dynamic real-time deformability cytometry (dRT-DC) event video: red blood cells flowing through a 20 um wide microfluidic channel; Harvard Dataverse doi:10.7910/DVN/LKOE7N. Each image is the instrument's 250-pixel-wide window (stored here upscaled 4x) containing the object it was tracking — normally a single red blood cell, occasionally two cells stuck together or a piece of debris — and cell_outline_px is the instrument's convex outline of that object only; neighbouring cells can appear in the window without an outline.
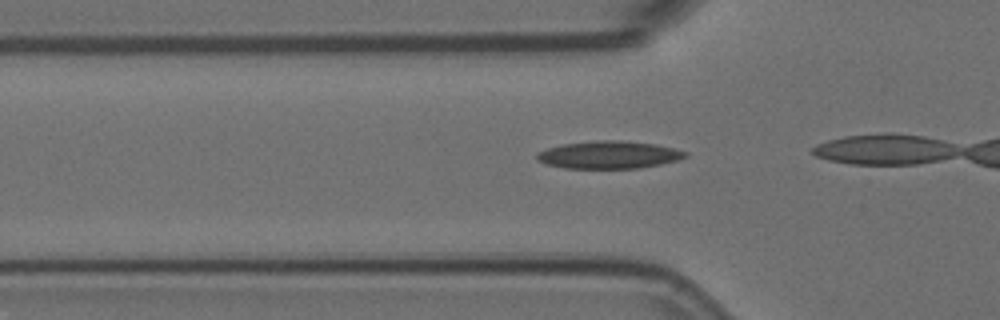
{"species": "Egyptian fruit bat (a non-hibernating species)", "species_latin": "Rousettus aegyptiacus", "temperature_condition": "room temperature", "stored_images_in_passage": 24, "camera_frame_rate_fps": 3000, "um_per_image_px": 0.085, "animal": {"sex": "female"}, "frame": {"image": 1, "passage_image": 12, "time_ms": 3.667, "image_size_px": [1000, 320], "cell_outline_px": [[688, 156], [676, 160], [660, 164], [636, 168], [564, 168], [548, 164], [536, 160], [536, 152], [548, 148], [564, 144], [596, 140], [620, 140], [656, 144], [688, 152]], "centroid_in_image_um": [51.74, 13.15], "position_along_channel_um": 74.1, "area_um2": 23.7}}
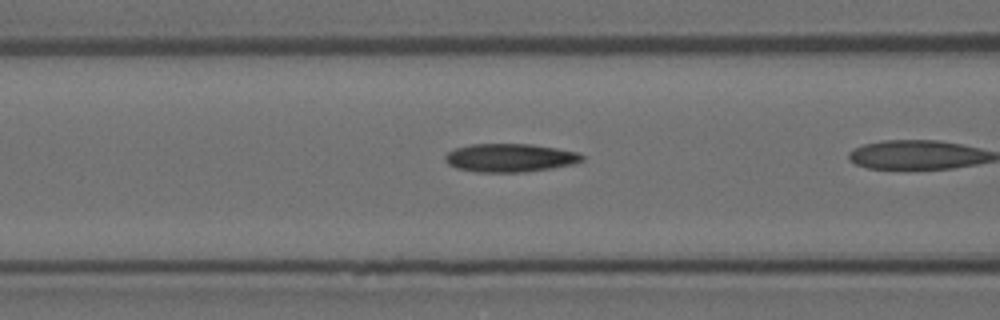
{"frame": {"image": 2, "passage_image": 16, "time_ms": 5.0, "image_size_px": [1000, 320], "cell_outline_px": [[584, 160], [572, 164], [552, 168], [524, 172], [476, 172], [456, 168], [448, 164], [444, 160], [444, 156], [448, 152], [456, 148], [472, 144], [532, 144], [556, 148], [576, 152], [584, 156]], "centroid_in_image_um": [43.33, 13.41], "position_along_channel_um": 123.3, "area_um2": 22.6}}
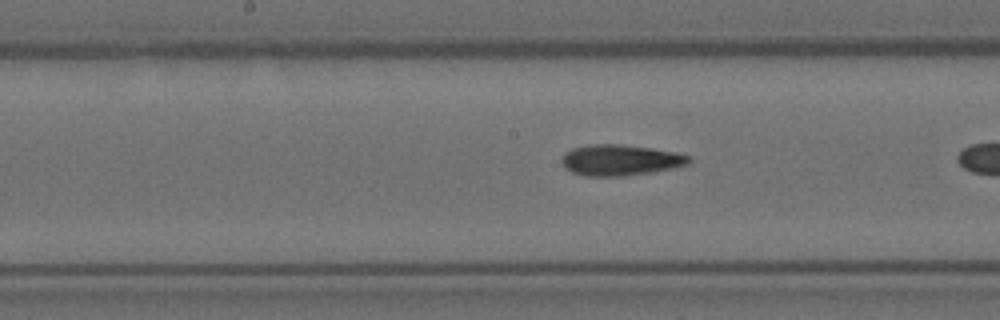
{"frame": {"image": 3, "passage_image": 22, "time_ms": 7.0, "image_size_px": [1000, 320], "cell_outline_px": [[692, 160], [688, 164], [676, 168], [652, 172], [624, 176], [584, 176], [572, 172], [564, 168], [560, 160], [564, 152], [572, 148], [588, 144], [620, 144], [652, 148], [676, 152], [688, 156]], "centroid_in_image_um": [52.7, 13.61], "position_along_channel_um": 195.5, "area_um2": 23.24}}